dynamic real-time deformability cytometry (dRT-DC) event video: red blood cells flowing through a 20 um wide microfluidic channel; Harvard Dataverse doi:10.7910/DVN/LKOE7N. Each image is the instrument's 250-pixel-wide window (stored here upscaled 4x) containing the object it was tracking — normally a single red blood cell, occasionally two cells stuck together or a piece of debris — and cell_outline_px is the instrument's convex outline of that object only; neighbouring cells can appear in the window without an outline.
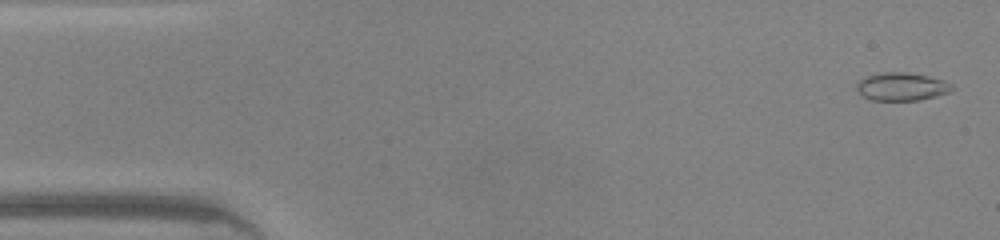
{"species": "common noctule bat (a hibernating species)", "species_latin": "Nyctalus noctula", "temperature_condition": "warm", "stored_images_in_passage": 46, "camera_frame_rate_fps": 3000, "um_per_image_px": 0.085, "animal": {"sex": "male", "body_mass_g": 20.0, "forearm_length_mm": 53.3}, "frame": {"image": 1, "passage_image": 2, "time_ms": 0.333, "image_size_px": [1000, 240], "cell_outline_px": [[956, 88], [952, 92], [920, 100], [872, 100], [864, 96], [856, 88], [856, 84], [860, 80], [868, 76], [880, 72], [908, 72], [928, 76], [944, 80], [952, 84]], "centroid_in_image_um": [76.71, 7.36], "position_along_channel_um": 8.3, "area_um2": 15.66}}
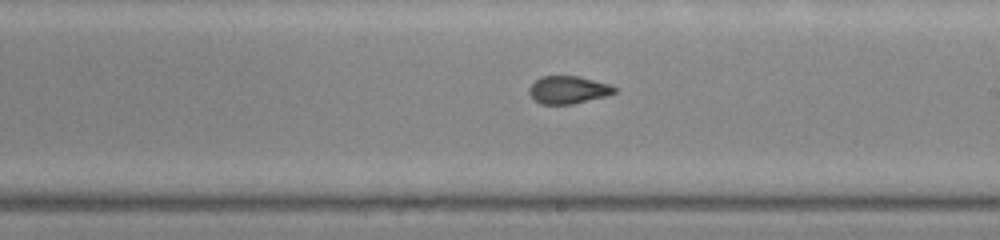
{"frame": {"image": 2, "passage_image": 26, "time_ms": 8.333, "image_size_px": [1000, 240], "cell_outline_px": [[616, 92], [604, 96], [572, 104], [540, 104], [528, 92], [528, 88], [536, 80], [544, 76], [576, 76], [608, 84], [616, 88]], "centroid_in_image_um": [48.26, 7.64], "position_along_channel_um": 240.7, "area_um2": 13.41}}
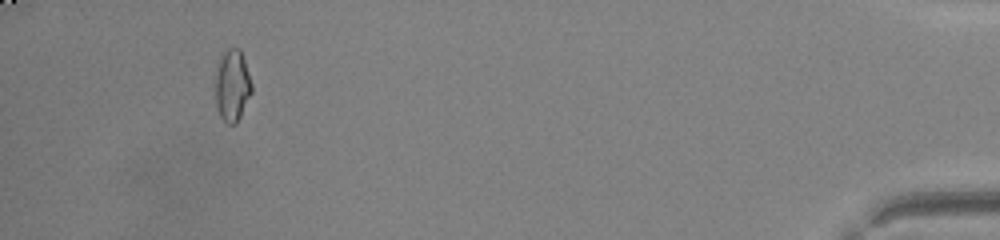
{"frame": {"image": 3, "passage_image": 43, "time_ms": 14.0, "image_size_px": [1000, 240], "cell_outline_px": [[252, 92], [236, 124], [228, 124], [220, 116], [216, 104], [216, 60], [228, 48], [240, 48], [252, 84]], "centroid_in_image_um": [19.73, 7.24], "position_along_channel_um": 415.5, "area_um2": 15.2}, "authors_computed_cell_mechanics": {"area_um2": 14.5078, "velocity_mm_per_s": 4.4242, "shape_relaxation_time_tau1_ms": 8.388, "shape_relaxation_time_tau2_ms": 0.9358, "deformation_change_tau1": 0.2284, "deformation_change_tau2": 0.0584}}